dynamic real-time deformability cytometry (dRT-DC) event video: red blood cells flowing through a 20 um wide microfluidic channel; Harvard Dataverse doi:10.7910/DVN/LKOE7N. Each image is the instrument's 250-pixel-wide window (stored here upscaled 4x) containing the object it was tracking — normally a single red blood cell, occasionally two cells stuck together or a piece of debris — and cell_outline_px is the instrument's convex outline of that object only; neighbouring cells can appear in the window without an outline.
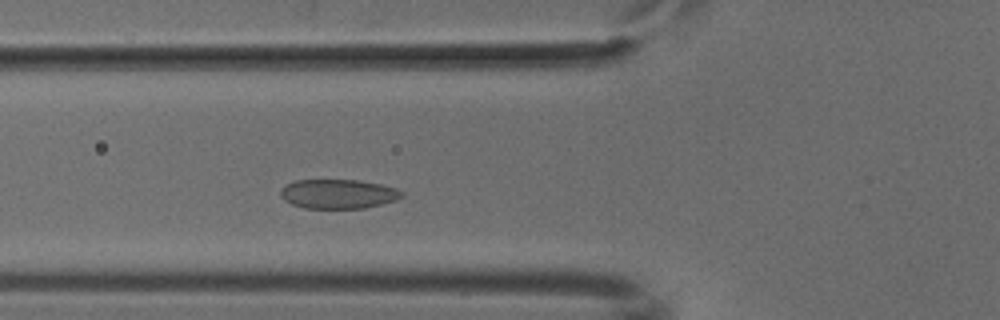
{"species": "common noctule bat (a hibernating species)", "species_latin": "Nyctalus noctula", "temperature_condition": "cold", "stored_images_in_passage": 45, "camera_frame_rate_fps": 3000, "um_per_image_px": 0.085, "animal": {"sex": "male", "body_mass_g": 18.8}, "frame": {"image": 1, "passage_image": 12, "time_ms": 3.667, "image_size_px": [1000, 320], "cell_outline_px": [[404, 196], [396, 200], [364, 208], [304, 208], [292, 204], [284, 200], [280, 196], [280, 192], [288, 184], [296, 180], [360, 180], [380, 184], [396, 188], [404, 192]], "centroid_in_image_um": [28.77, 16.48], "position_along_channel_um": 97.0, "area_um2": 20.63}}
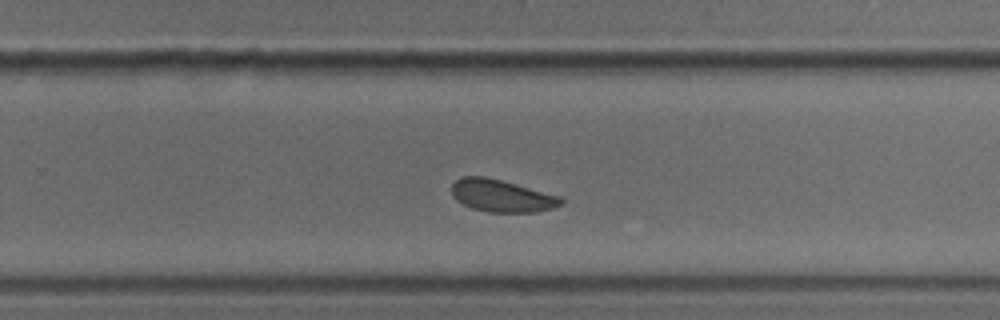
{"frame": {"image": 2, "passage_image": 27, "time_ms": 8.667, "image_size_px": [1000, 320], "cell_outline_px": [[564, 204], [552, 208], [536, 212], [488, 212], [472, 208], [456, 200], [452, 196], [452, 184], [456, 180], [464, 176], [484, 176], [516, 184], [560, 196], [564, 200]], "centroid_in_image_um": [42.65, 16.65], "position_along_channel_um": 287.2, "area_um2": 20.52}}
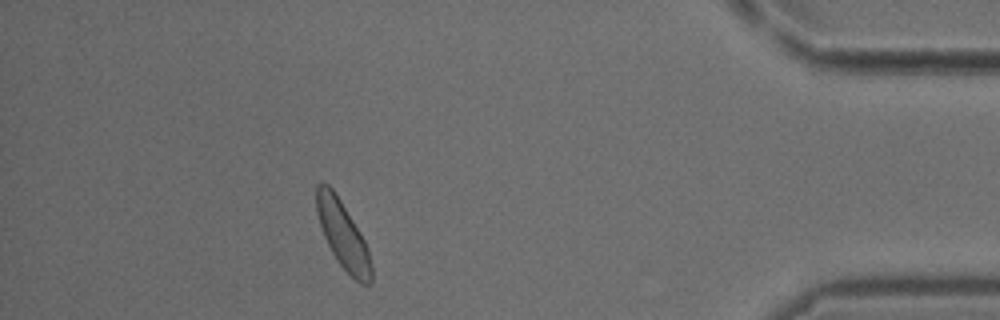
{"frame": {"image": 3, "passage_image": 40, "time_ms": 13.0, "image_size_px": [1000, 320], "cell_outline_px": [[372, 284], [360, 284], [336, 260], [324, 236], [316, 212], [316, 184], [320, 180], [328, 184], [332, 188], [340, 200], [360, 232], [368, 248], [372, 268]], "centroid_in_image_um": [29.14, 19.95], "position_along_channel_um": 406.1, "area_um2": 21.33}}